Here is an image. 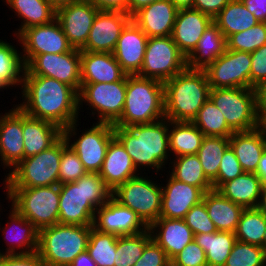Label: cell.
I'll list each match as a JSON object with an SVG mask.
<instances>
[{
  "instance_id": "obj_18",
  "label": "cell",
  "mask_w": 266,
  "mask_h": 266,
  "mask_svg": "<svg viewBox=\"0 0 266 266\" xmlns=\"http://www.w3.org/2000/svg\"><path fill=\"white\" fill-rule=\"evenodd\" d=\"M92 227L117 236L135 235L148 229L133 210L113 197L95 211Z\"/></svg>"
},
{
  "instance_id": "obj_32",
  "label": "cell",
  "mask_w": 266,
  "mask_h": 266,
  "mask_svg": "<svg viewBox=\"0 0 266 266\" xmlns=\"http://www.w3.org/2000/svg\"><path fill=\"white\" fill-rule=\"evenodd\" d=\"M202 201L205 203L208 216L218 231L235 232L240 216L245 209L243 206L233 203L215 189L204 193Z\"/></svg>"
},
{
  "instance_id": "obj_26",
  "label": "cell",
  "mask_w": 266,
  "mask_h": 266,
  "mask_svg": "<svg viewBox=\"0 0 266 266\" xmlns=\"http://www.w3.org/2000/svg\"><path fill=\"white\" fill-rule=\"evenodd\" d=\"M140 173L135 168L130 155L122 143L114 136L108 145L106 156L99 172L100 177L113 192L118 186L140 175Z\"/></svg>"
},
{
  "instance_id": "obj_5",
  "label": "cell",
  "mask_w": 266,
  "mask_h": 266,
  "mask_svg": "<svg viewBox=\"0 0 266 266\" xmlns=\"http://www.w3.org/2000/svg\"><path fill=\"white\" fill-rule=\"evenodd\" d=\"M165 118L164 82L126 75V96L121 117L113 126L129 127Z\"/></svg>"
},
{
  "instance_id": "obj_25",
  "label": "cell",
  "mask_w": 266,
  "mask_h": 266,
  "mask_svg": "<svg viewBox=\"0 0 266 266\" xmlns=\"http://www.w3.org/2000/svg\"><path fill=\"white\" fill-rule=\"evenodd\" d=\"M213 18L193 8L179 9L171 37L179 50L187 57Z\"/></svg>"
},
{
  "instance_id": "obj_46",
  "label": "cell",
  "mask_w": 266,
  "mask_h": 266,
  "mask_svg": "<svg viewBox=\"0 0 266 266\" xmlns=\"http://www.w3.org/2000/svg\"><path fill=\"white\" fill-rule=\"evenodd\" d=\"M224 266H266L262 247L236 241Z\"/></svg>"
},
{
  "instance_id": "obj_34",
  "label": "cell",
  "mask_w": 266,
  "mask_h": 266,
  "mask_svg": "<svg viewBox=\"0 0 266 266\" xmlns=\"http://www.w3.org/2000/svg\"><path fill=\"white\" fill-rule=\"evenodd\" d=\"M261 190V179L255 173L250 172H243L217 189L225 198L244 208L257 207Z\"/></svg>"
},
{
  "instance_id": "obj_33",
  "label": "cell",
  "mask_w": 266,
  "mask_h": 266,
  "mask_svg": "<svg viewBox=\"0 0 266 266\" xmlns=\"http://www.w3.org/2000/svg\"><path fill=\"white\" fill-rule=\"evenodd\" d=\"M22 22L15 35L19 36L25 29L51 23L56 17V9L49 0H3ZM18 30V31H17ZM17 32V33H16Z\"/></svg>"
},
{
  "instance_id": "obj_39",
  "label": "cell",
  "mask_w": 266,
  "mask_h": 266,
  "mask_svg": "<svg viewBox=\"0 0 266 266\" xmlns=\"http://www.w3.org/2000/svg\"><path fill=\"white\" fill-rule=\"evenodd\" d=\"M169 164L172 165L170 175L174 179L196 186L204 193L213 189L212 182L206 177L197 154L172 158Z\"/></svg>"
},
{
  "instance_id": "obj_27",
  "label": "cell",
  "mask_w": 266,
  "mask_h": 266,
  "mask_svg": "<svg viewBox=\"0 0 266 266\" xmlns=\"http://www.w3.org/2000/svg\"><path fill=\"white\" fill-rule=\"evenodd\" d=\"M148 228L152 239L164 249L170 261L194 240L184 219L159 218Z\"/></svg>"
},
{
  "instance_id": "obj_54",
  "label": "cell",
  "mask_w": 266,
  "mask_h": 266,
  "mask_svg": "<svg viewBox=\"0 0 266 266\" xmlns=\"http://www.w3.org/2000/svg\"><path fill=\"white\" fill-rule=\"evenodd\" d=\"M231 0H194L193 9L214 18Z\"/></svg>"
},
{
  "instance_id": "obj_11",
  "label": "cell",
  "mask_w": 266,
  "mask_h": 266,
  "mask_svg": "<svg viewBox=\"0 0 266 266\" xmlns=\"http://www.w3.org/2000/svg\"><path fill=\"white\" fill-rule=\"evenodd\" d=\"M142 173L118 186L112 197L121 205L133 210L149 227L160 218L162 187Z\"/></svg>"
},
{
  "instance_id": "obj_35",
  "label": "cell",
  "mask_w": 266,
  "mask_h": 266,
  "mask_svg": "<svg viewBox=\"0 0 266 266\" xmlns=\"http://www.w3.org/2000/svg\"><path fill=\"white\" fill-rule=\"evenodd\" d=\"M204 137L192 122L169 121V151L173 158L197 154Z\"/></svg>"
},
{
  "instance_id": "obj_8",
  "label": "cell",
  "mask_w": 266,
  "mask_h": 266,
  "mask_svg": "<svg viewBox=\"0 0 266 266\" xmlns=\"http://www.w3.org/2000/svg\"><path fill=\"white\" fill-rule=\"evenodd\" d=\"M63 136L49 149L24 158L7 173V188H34L59 184Z\"/></svg>"
},
{
  "instance_id": "obj_19",
  "label": "cell",
  "mask_w": 266,
  "mask_h": 266,
  "mask_svg": "<svg viewBox=\"0 0 266 266\" xmlns=\"http://www.w3.org/2000/svg\"><path fill=\"white\" fill-rule=\"evenodd\" d=\"M131 20L127 13L99 11L80 51L113 53L122 30Z\"/></svg>"
},
{
  "instance_id": "obj_53",
  "label": "cell",
  "mask_w": 266,
  "mask_h": 266,
  "mask_svg": "<svg viewBox=\"0 0 266 266\" xmlns=\"http://www.w3.org/2000/svg\"><path fill=\"white\" fill-rule=\"evenodd\" d=\"M0 266H45L38 252L30 254L1 255Z\"/></svg>"
},
{
  "instance_id": "obj_1",
  "label": "cell",
  "mask_w": 266,
  "mask_h": 266,
  "mask_svg": "<svg viewBox=\"0 0 266 266\" xmlns=\"http://www.w3.org/2000/svg\"><path fill=\"white\" fill-rule=\"evenodd\" d=\"M22 103L28 116L50 121L62 130L79 119L78 93L69 85L39 75H23Z\"/></svg>"
},
{
  "instance_id": "obj_38",
  "label": "cell",
  "mask_w": 266,
  "mask_h": 266,
  "mask_svg": "<svg viewBox=\"0 0 266 266\" xmlns=\"http://www.w3.org/2000/svg\"><path fill=\"white\" fill-rule=\"evenodd\" d=\"M0 39V90L11 87L22 88L25 64L22 52L15 44ZM20 85V86H19Z\"/></svg>"
},
{
  "instance_id": "obj_60",
  "label": "cell",
  "mask_w": 266,
  "mask_h": 266,
  "mask_svg": "<svg viewBox=\"0 0 266 266\" xmlns=\"http://www.w3.org/2000/svg\"><path fill=\"white\" fill-rule=\"evenodd\" d=\"M255 174L261 179L262 187H266V149L260 157Z\"/></svg>"
},
{
  "instance_id": "obj_55",
  "label": "cell",
  "mask_w": 266,
  "mask_h": 266,
  "mask_svg": "<svg viewBox=\"0 0 266 266\" xmlns=\"http://www.w3.org/2000/svg\"><path fill=\"white\" fill-rule=\"evenodd\" d=\"M99 11L122 12L128 14L129 0H88Z\"/></svg>"
},
{
  "instance_id": "obj_59",
  "label": "cell",
  "mask_w": 266,
  "mask_h": 266,
  "mask_svg": "<svg viewBox=\"0 0 266 266\" xmlns=\"http://www.w3.org/2000/svg\"><path fill=\"white\" fill-rule=\"evenodd\" d=\"M69 266H97L87 250L79 254Z\"/></svg>"
},
{
  "instance_id": "obj_21",
  "label": "cell",
  "mask_w": 266,
  "mask_h": 266,
  "mask_svg": "<svg viewBox=\"0 0 266 266\" xmlns=\"http://www.w3.org/2000/svg\"><path fill=\"white\" fill-rule=\"evenodd\" d=\"M166 186L162 187L160 218L184 219L189 210L199 204L204 192L193 185L174 179L170 173Z\"/></svg>"
},
{
  "instance_id": "obj_31",
  "label": "cell",
  "mask_w": 266,
  "mask_h": 266,
  "mask_svg": "<svg viewBox=\"0 0 266 266\" xmlns=\"http://www.w3.org/2000/svg\"><path fill=\"white\" fill-rule=\"evenodd\" d=\"M226 49L225 36L212 22L198 40L194 50L186 57L187 68L204 70L224 54Z\"/></svg>"
},
{
  "instance_id": "obj_50",
  "label": "cell",
  "mask_w": 266,
  "mask_h": 266,
  "mask_svg": "<svg viewBox=\"0 0 266 266\" xmlns=\"http://www.w3.org/2000/svg\"><path fill=\"white\" fill-rule=\"evenodd\" d=\"M171 265L208 266L206 253L194 240L171 260Z\"/></svg>"
},
{
  "instance_id": "obj_16",
  "label": "cell",
  "mask_w": 266,
  "mask_h": 266,
  "mask_svg": "<svg viewBox=\"0 0 266 266\" xmlns=\"http://www.w3.org/2000/svg\"><path fill=\"white\" fill-rule=\"evenodd\" d=\"M15 39H18L19 46L22 45V58L25 65L36 55L66 53L73 48L56 19L49 24L25 29Z\"/></svg>"
},
{
  "instance_id": "obj_42",
  "label": "cell",
  "mask_w": 266,
  "mask_h": 266,
  "mask_svg": "<svg viewBox=\"0 0 266 266\" xmlns=\"http://www.w3.org/2000/svg\"><path fill=\"white\" fill-rule=\"evenodd\" d=\"M192 123L204 136L229 138L234 133L228 127L220 109L210 99L204 103Z\"/></svg>"
},
{
  "instance_id": "obj_63",
  "label": "cell",
  "mask_w": 266,
  "mask_h": 266,
  "mask_svg": "<svg viewBox=\"0 0 266 266\" xmlns=\"http://www.w3.org/2000/svg\"><path fill=\"white\" fill-rule=\"evenodd\" d=\"M79 1H83V0H49L51 5L55 9H58V8L64 6V5L72 4V3H75V2H79Z\"/></svg>"
},
{
  "instance_id": "obj_22",
  "label": "cell",
  "mask_w": 266,
  "mask_h": 266,
  "mask_svg": "<svg viewBox=\"0 0 266 266\" xmlns=\"http://www.w3.org/2000/svg\"><path fill=\"white\" fill-rule=\"evenodd\" d=\"M148 36L131 20L122 30L113 55L127 75H137L142 68Z\"/></svg>"
},
{
  "instance_id": "obj_49",
  "label": "cell",
  "mask_w": 266,
  "mask_h": 266,
  "mask_svg": "<svg viewBox=\"0 0 266 266\" xmlns=\"http://www.w3.org/2000/svg\"><path fill=\"white\" fill-rule=\"evenodd\" d=\"M243 169L235 156L234 151L229 146L223 153L218 169L217 180L212 184L217 190L223 183L235 179L243 173Z\"/></svg>"
},
{
  "instance_id": "obj_40",
  "label": "cell",
  "mask_w": 266,
  "mask_h": 266,
  "mask_svg": "<svg viewBox=\"0 0 266 266\" xmlns=\"http://www.w3.org/2000/svg\"><path fill=\"white\" fill-rule=\"evenodd\" d=\"M229 147V138L205 136L197 157L206 177L212 182L217 180L218 169L223 153Z\"/></svg>"
},
{
  "instance_id": "obj_47",
  "label": "cell",
  "mask_w": 266,
  "mask_h": 266,
  "mask_svg": "<svg viewBox=\"0 0 266 266\" xmlns=\"http://www.w3.org/2000/svg\"><path fill=\"white\" fill-rule=\"evenodd\" d=\"M87 173L76 152L63 137V151L60 160L59 184L75 182Z\"/></svg>"
},
{
  "instance_id": "obj_28",
  "label": "cell",
  "mask_w": 266,
  "mask_h": 266,
  "mask_svg": "<svg viewBox=\"0 0 266 266\" xmlns=\"http://www.w3.org/2000/svg\"><path fill=\"white\" fill-rule=\"evenodd\" d=\"M81 83H113L127 74L113 53L80 51Z\"/></svg>"
},
{
  "instance_id": "obj_2",
  "label": "cell",
  "mask_w": 266,
  "mask_h": 266,
  "mask_svg": "<svg viewBox=\"0 0 266 266\" xmlns=\"http://www.w3.org/2000/svg\"><path fill=\"white\" fill-rule=\"evenodd\" d=\"M169 120L160 119L152 123L135 124L129 127L114 126V136L130 155L135 168L144 167L163 171L172 154L169 152ZM168 159V160H167Z\"/></svg>"
},
{
  "instance_id": "obj_62",
  "label": "cell",
  "mask_w": 266,
  "mask_h": 266,
  "mask_svg": "<svg viewBox=\"0 0 266 266\" xmlns=\"http://www.w3.org/2000/svg\"><path fill=\"white\" fill-rule=\"evenodd\" d=\"M179 9L193 8L194 0H170Z\"/></svg>"
},
{
  "instance_id": "obj_48",
  "label": "cell",
  "mask_w": 266,
  "mask_h": 266,
  "mask_svg": "<svg viewBox=\"0 0 266 266\" xmlns=\"http://www.w3.org/2000/svg\"><path fill=\"white\" fill-rule=\"evenodd\" d=\"M184 220L194 235L208 234L218 231L208 216L206 206L203 201L193 206L186 214Z\"/></svg>"
},
{
  "instance_id": "obj_24",
  "label": "cell",
  "mask_w": 266,
  "mask_h": 266,
  "mask_svg": "<svg viewBox=\"0 0 266 266\" xmlns=\"http://www.w3.org/2000/svg\"><path fill=\"white\" fill-rule=\"evenodd\" d=\"M10 208V213L8 215L10 220L7 222V225L1 229V231H3L2 235H4L3 240H5L7 244V248L2 255L30 254L37 252L39 230L12 205Z\"/></svg>"
},
{
  "instance_id": "obj_20",
  "label": "cell",
  "mask_w": 266,
  "mask_h": 266,
  "mask_svg": "<svg viewBox=\"0 0 266 266\" xmlns=\"http://www.w3.org/2000/svg\"><path fill=\"white\" fill-rule=\"evenodd\" d=\"M13 107L0 113V164L8 170L24 159L23 111L17 105Z\"/></svg>"
},
{
  "instance_id": "obj_41",
  "label": "cell",
  "mask_w": 266,
  "mask_h": 266,
  "mask_svg": "<svg viewBox=\"0 0 266 266\" xmlns=\"http://www.w3.org/2000/svg\"><path fill=\"white\" fill-rule=\"evenodd\" d=\"M266 229V216L257 208H245L235 230L236 239L262 247Z\"/></svg>"
},
{
  "instance_id": "obj_37",
  "label": "cell",
  "mask_w": 266,
  "mask_h": 266,
  "mask_svg": "<svg viewBox=\"0 0 266 266\" xmlns=\"http://www.w3.org/2000/svg\"><path fill=\"white\" fill-rule=\"evenodd\" d=\"M194 241L206 253L208 266H224L237 239L234 232L217 231L196 234Z\"/></svg>"
},
{
  "instance_id": "obj_61",
  "label": "cell",
  "mask_w": 266,
  "mask_h": 266,
  "mask_svg": "<svg viewBox=\"0 0 266 266\" xmlns=\"http://www.w3.org/2000/svg\"><path fill=\"white\" fill-rule=\"evenodd\" d=\"M256 208L266 216V187H262L261 195Z\"/></svg>"
},
{
  "instance_id": "obj_10",
  "label": "cell",
  "mask_w": 266,
  "mask_h": 266,
  "mask_svg": "<svg viewBox=\"0 0 266 266\" xmlns=\"http://www.w3.org/2000/svg\"><path fill=\"white\" fill-rule=\"evenodd\" d=\"M78 121L63 129V137L76 152L87 172L99 173L111 139L114 137V126L110 123L96 122L79 136ZM78 136V138L76 137ZM73 142L71 139H74ZM71 143V144H70Z\"/></svg>"
},
{
  "instance_id": "obj_14",
  "label": "cell",
  "mask_w": 266,
  "mask_h": 266,
  "mask_svg": "<svg viewBox=\"0 0 266 266\" xmlns=\"http://www.w3.org/2000/svg\"><path fill=\"white\" fill-rule=\"evenodd\" d=\"M24 75L54 78L71 86L77 93L81 88L80 49L66 53H46L34 56L26 65Z\"/></svg>"
},
{
  "instance_id": "obj_43",
  "label": "cell",
  "mask_w": 266,
  "mask_h": 266,
  "mask_svg": "<svg viewBox=\"0 0 266 266\" xmlns=\"http://www.w3.org/2000/svg\"><path fill=\"white\" fill-rule=\"evenodd\" d=\"M151 240L149 228L135 235L118 236L114 266H134Z\"/></svg>"
},
{
  "instance_id": "obj_23",
  "label": "cell",
  "mask_w": 266,
  "mask_h": 266,
  "mask_svg": "<svg viewBox=\"0 0 266 266\" xmlns=\"http://www.w3.org/2000/svg\"><path fill=\"white\" fill-rule=\"evenodd\" d=\"M178 9L170 0H158L141 8L132 20L148 36L166 37L173 31Z\"/></svg>"
},
{
  "instance_id": "obj_6",
  "label": "cell",
  "mask_w": 266,
  "mask_h": 266,
  "mask_svg": "<svg viewBox=\"0 0 266 266\" xmlns=\"http://www.w3.org/2000/svg\"><path fill=\"white\" fill-rule=\"evenodd\" d=\"M91 226L55 224L39 230L38 254L45 266H69L87 250Z\"/></svg>"
},
{
  "instance_id": "obj_9",
  "label": "cell",
  "mask_w": 266,
  "mask_h": 266,
  "mask_svg": "<svg viewBox=\"0 0 266 266\" xmlns=\"http://www.w3.org/2000/svg\"><path fill=\"white\" fill-rule=\"evenodd\" d=\"M209 99L220 109L233 132L256 129V92L250 88H211Z\"/></svg>"
},
{
  "instance_id": "obj_4",
  "label": "cell",
  "mask_w": 266,
  "mask_h": 266,
  "mask_svg": "<svg viewBox=\"0 0 266 266\" xmlns=\"http://www.w3.org/2000/svg\"><path fill=\"white\" fill-rule=\"evenodd\" d=\"M205 70L186 68L164 82V112L169 121L192 122L209 99Z\"/></svg>"
},
{
  "instance_id": "obj_57",
  "label": "cell",
  "mask_w": 266,
  "mask_h": 266,
  "mask_svg": "<svg viewBox=\"0 0 266 266\" xmlns=\"http://www.w3.org/2000/svg\"><path fill=\"white\" fill-rule=\"evenodd\" d=\"M259 22H266V0H241Z\"/></svg>"
},
{
  "instance_id": "obj_65",
  "label": "cell",
  "mask_w": 266,
  "mask_h": 266,
  "mask_svg": "<svg viewBox=\"0 0 266 266\" xmlns=\"http://www.w3.org/2000/svg\"><path fill=\"white\" fill-rule=\"evenodd\" d=\"M260 126L264 129L266 134V119L260 124Z\"/></svg>"
},
{
  "instance_id": "obj_58",
  "label": "cell",
  "mask_w": 266,
  "mask_h": 266,
  "mask_svg": "<svg viewBox=\"0 0 266 266\" xmlns=\"http://www.w3.org/2000/svg\"><path fill=\"white\" fill-rule=\"evenodd\" d=\"M158 0H129L128 2V15L133 16L141 8L148 6L149 4Z\"/></svg>"
},
{
  "instance_id": "obj_56",
  "label": "cell",
  "mask_w": 266,
  "mask_h": 266,
  "mask_svg": "<svg viewBox=\"0 0 266 266\" xmlns=\"http://www.w3.org/2000/svg\"><path fill=\"white\" fill-rule=\"evenodd\" d=\"M256 111L260 124L266 119V80L255 87Z\"/></svg>"
},
{
  "instance_id": "obj_29",
  "label": "cell",
  "mask_w": 266,
  "mask_h": 266,
  "mask_svg": "<svg viewBox=\"0 0 266 266\" xmlns=\"http://www.w3.org/2000/svg\"><path fill=\"white\" fill-rule=\"evenodd\" d=\"M63 136V130L56 124L28 116L23 111L24 158L49 149Z\"/></svg>"
},
{
  "instance_id": "obj_3",
  "label": "cell",
  "mask_w": 266,
  "mask_h": 266,
  "mask_svg": "<svg viewBox=\"0 0 266 266\" xmlns=\"http://www.w3.org/2000/svg\"><path fill=\"white\" fill-rule=\"evenodd\" d=\"M59 186V224L92 226L95 211L112 198V190L99 173L87 172Z\"/></svg>"
},
{
  "instance_id": "obj_52",
  "label": "cell",
  "mask_w": 266,
  "mask_h": 266,
  "mask_svg": "<svg viewBox=\"0 0 266 266\" xmlns=\"http://www.w3.org/2000/svg\"><path fill=\"white\" fill-rule=\"evenodd\" d=\"M250 89H255L262 81L266 80V44L250 53Z\"/></svg>"
},
{
  "instance_id": "obj_64",
  "label": "cell",
  "mask_w": 266,
  "mask_h": 266,
  "mask_svg": "<svg viewBox=\"0 0 266 266\" xmlns=\"http://www.w3.org/2000/svg\"><path fill=\"white\" fill-rule=\"evenodd\" d=\"M262 248L266 252V229H265V235H264V238H263Z\"/></svg>"
},
{
  "instance_id": "obj_12",
  "label": "cell",
  "mask_w": 266,
  "mask_h": 266,
  "mask_svg": "<svg viewBox=\"0 0 266 266\" xmlns=\"http://www.w3.org/2000/svg\"><path fill=\"white\" fill-rule=\"evenodd\" d=\"M126 96V76L113 83H81L78 93V111L89 106L91 114L101 123L114 124L123 112Z\"/></svg>"
},
{
  "instance_id": "obj_44",
  "label": "cell",
  "mask_w": 266,
  "mask_h": 266,
  "mask_svg": "<svg viewBox=\"0 0 266 266\" xmlns=\"http://www.w3.org/2000/svg\"><path fill=\"white\" fill-rule=\"evenodd\" d=\"M117 238L115 234L104 233L91 226L87 252L97 266H114Z\"/></svg>"
},
{
  "instance_id": "obj_17",
  "label": "cell",
  "mask_w": 266,
  "mask_h": 266,
  "mask_svg": "<svg viewBox=\"0 0 266 266\" xmlns=\"http://www.w3.org/2000/svg\"><path fill=\"white\" fill-rule=\"evenodd\" d=\"M99 10L88 0L64 5L56 9L55 19L60 23L69 44L81 49L89 36Z\"/></svg>"
},
{
  "instance_id": "obj_13",
  "label": "cell",
  "mask_w": 266,
  "mask_h": 266,
  "mask_svg": "<svg viewBox=\"0 0 266 266\" xmlns=\"http://www.w3.org/2000/svg\"><path fill=\"white\" fill-rule=\"evenodd\" d=\"M187 68L186 56L171 35L148 38L142 68L137 76L161 82L171 79Z\"/></svg>"
},
{
  "instance_id": "obj_45",
  "label": "cell",
  "mask_w": 266,
  "mask_h": 266,
  "mask_svg": "<svg viewBox=\"0 0 266 266\" xmlns=\"http://www.w3.org/2000/svg\"><path fill=\"white\" fill-rule=\"evenodd\" d=\"M227 49L252 53L266 44V22H258L251 28L234 33L226 39Z\"/></svg>"
},
{
  "instance_id": "obj_36",
  "label": "cell",
  "mask_w": 266,
  "mask_h": 266,
  "mask_svg": "<svg viewBox=\"0 0 266 266\" xmlns=\"http://www.w3.org/2000/svg\"><path fill=\"white\" fill-rule=\"evenodd\" d=\"M213 22L227 39L230 35L245 31L259 21L241 0H231L214 18Z\"/></svg>"
},
{
  "instance_id": "obj_30",
  "label": "cell",
  "mask_w": 266,
  "mask_h": 266,
  "mask_svg": "<svg viewBox=\"0 0 266 266\" xmlns=\"http://www.w3.org/2000/svg\"><path fill=\"white\" fill-rule=\"evenodd\" d=\"M229 146L235 153L244 172L255 173L260 157L266 149V134L259 126L244 132H234L229 137Z\"/></svg>"
},
{
  "instance_id": "obj_15",
  "label": "cell",
  "mask_w": 266,
  "mask_h": 266,
  "mask_svg": "<svg viewBox=\"0 0 266 266\" xmlns=\"http://www.w3.org/2000/svg\"><path fill=\"white\" fill-rule=\"evenodd\" d=\"M249 52L226 49L205 70L211 88H250Z\"/></svg>"
},
{
  "instance_id": "obj_7",
  "label": "cell",
  "mask_w": 266,
  "mask_h": 266,
  "mask_svg": "<svg viewBox=\"0 0 266 266\" xmlns=\"http://www.w3.org/2000/svg\"><path fill=\"white\" fill-rule=\"evenodd\" d=\"M6 199L27 220L40 230L59 223L60 186L34 188H7V176L3 180Z\"/></svg>"
},
{
  "instance_id": "obj_51",
  "label": "cell",
  "mask_w": 266,
  "mask_h": 266,
  "mask_svg": "<svg viewBox=\"0 0 266 266\" xmlns=\"http://www.w3.org/2000/svg\"><path fill=\"white\" fill-rule=\"evenodd\" d=\"M171 261L168 259L164 249L153 239L145 246L142 256L134 266H169Z\"/></svg>"
}]
</instances>
